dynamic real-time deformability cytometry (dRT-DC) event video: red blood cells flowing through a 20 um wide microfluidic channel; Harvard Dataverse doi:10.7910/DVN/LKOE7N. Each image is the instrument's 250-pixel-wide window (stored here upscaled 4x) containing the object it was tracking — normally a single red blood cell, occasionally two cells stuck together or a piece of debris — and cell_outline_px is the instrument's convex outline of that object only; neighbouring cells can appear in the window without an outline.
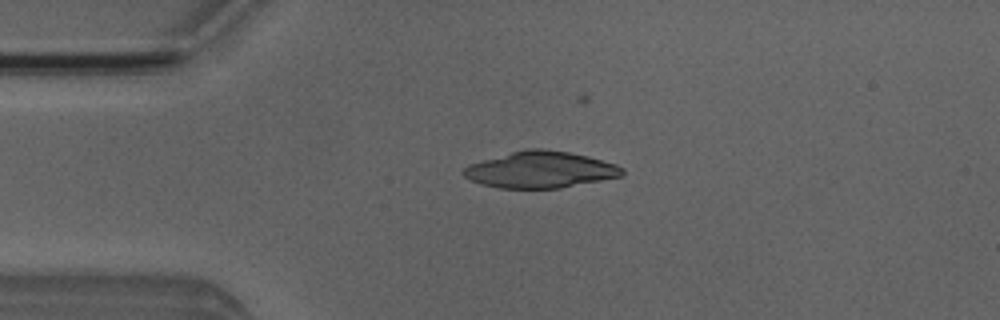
{"species": "Egyptian fruit bat (a non-hibernating species)", "species_latin": "Rousettus aegyptiacus", "temperature_condition": "room temperature", "stored_images_in_passage": 6, "camera_frame_rate_fps": 3000, "um_per_image_px": 0.085, "animal": {"sex": "male"}, "frame": {"image": 1, "passage_image": 3, "time_ms": 2.0, "image_size_px": [1000, 320], "cell_outline_px": [[624, 176], [560, 188], [500, 188], [480, 184], [464, 176], [460, 172], [468, 164], [480, 160], [528, 148], [544, 148], [568, 152], [588, 156], [616, 164], [624, 168]], "centroid_in_image_um": [45.93, 14.42], "position_along_channel_um": 39.1, "area_um2": 33.87}}